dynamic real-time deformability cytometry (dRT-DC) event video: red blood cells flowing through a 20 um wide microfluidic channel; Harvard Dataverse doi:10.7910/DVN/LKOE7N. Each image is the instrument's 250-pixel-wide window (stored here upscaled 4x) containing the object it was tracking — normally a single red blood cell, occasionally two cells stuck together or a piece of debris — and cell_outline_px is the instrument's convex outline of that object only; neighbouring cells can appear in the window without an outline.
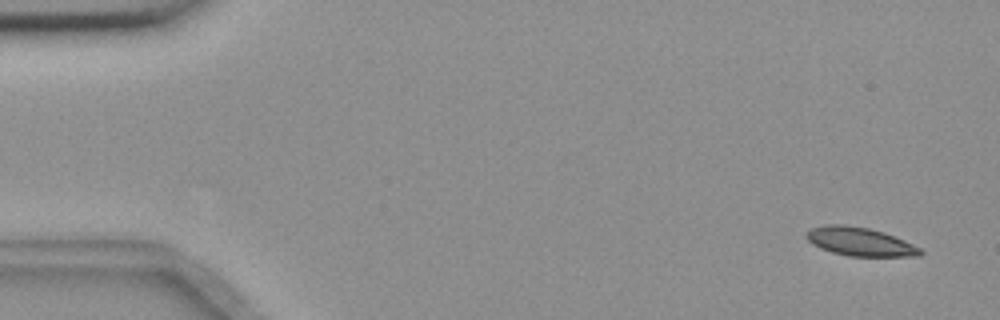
{"species": "common noctule bat (a hibernating species)", "species_latin": "Nyctalus noctula", "temperature_condition": "room temperature", "stored_images_in_passage": 54, "camera_frame_rate_fps": 3000, "um_per_image_px": 0.085, "animal": {"sex": "female", "body_mass_g": 18.4}, "frame": {"image": 1, "passage_image": 1, "time_ms": 0.0, "image_size_px": [1000, 320], "cell_outline_px": [[924, 252], [920, 256], [848, 256], [832, 252], [820, 248], [812, 244], [804, 236], [804, 232], [812, 228], [824, 224], [840, 224], [868, 228], [884, 232], [904, 240], [920, 248]], "centroid_in_image_um": [73.06, 20.53], "position_along_channel_um": 11.9, "area_um2": 19.02}}
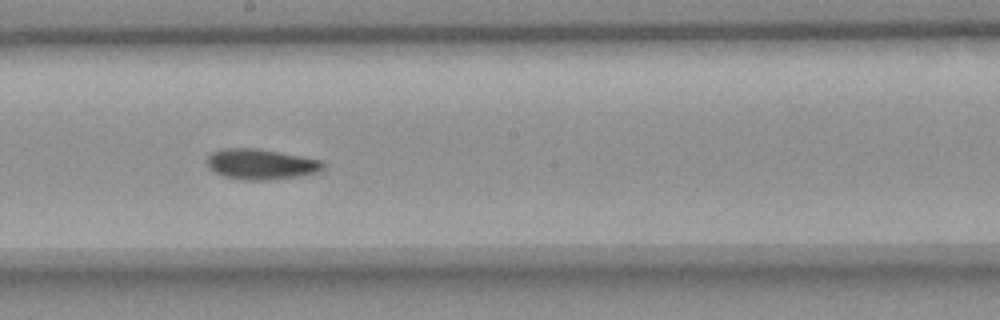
{"frame": {"image": 2, "passage_image": 29, "time_ms": 9.333, "image_size_px": [1000, 320], "cell_outline_px": [[324, 168], [316, 172], [296, 176], [272, 180], [244, 180], [224, 176], [208, 168], [208, 156], [212, 152], [224, 148], [256, 148], [280, 152], [320, 160], [324, 164]], "centroid_in_image_um": [22.15, 13.95], "position_along_channel_um": 226.0, "area_um2": 20.4}}
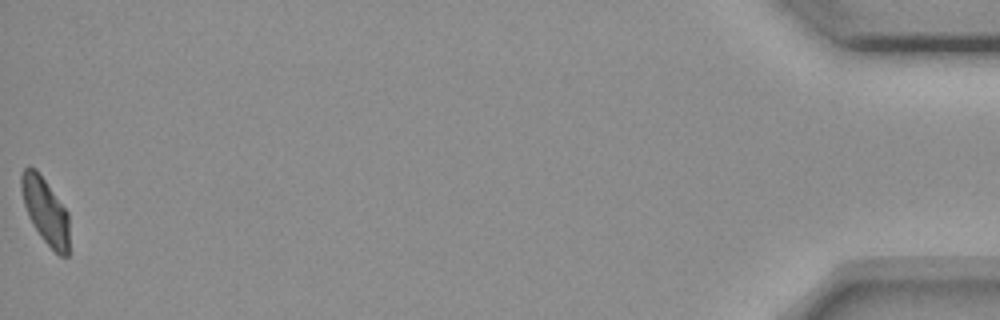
{"frame": {"image": 3, "passage_image": 54, "time_ms": 17.667, "image_size_px": [1000, 320], "cell_outline_px": [[68, 256], [60, 256], [44, 240], [32, 224], [28, 216], [24, 204], [20, 188], [20, 176], [24, 168], [28, 164], [36, 168], [68, 212]], "centroid_in_image_um": [3.82, 17.86], "position_along_channel_um": 431.4, "area_um2": 18.38}, "authors_computed_cell_mechanics": {"area_um2": 19.7098, "velocity_mm_per_s": 3.6471, "shape_relaxation_time_tau1_ms": 8.5053, "shape_relaxation_time_tau2_ms": 5.251, "deformation_change_tau1": 0.1826, "deformation_change_tau2": 0.0942}}